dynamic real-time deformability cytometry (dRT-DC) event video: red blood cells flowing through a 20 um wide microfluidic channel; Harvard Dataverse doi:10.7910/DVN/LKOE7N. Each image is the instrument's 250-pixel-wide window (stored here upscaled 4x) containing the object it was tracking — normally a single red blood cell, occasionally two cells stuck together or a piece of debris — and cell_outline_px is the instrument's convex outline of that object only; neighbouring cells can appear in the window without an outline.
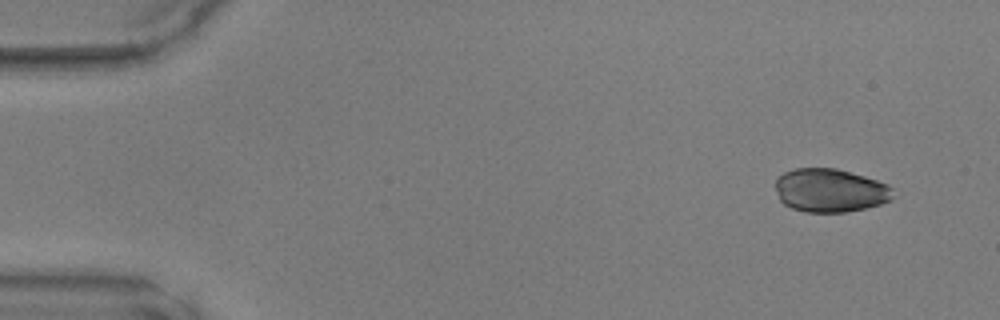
{"species": "common noctule bat (a hibernating species)", "species_latin": "Nyctalus noctula", "temperature_condition": "warm", "stored_images_in_passage": 45, "camera_frame_rate_fps": 3000, "um_per_image_px": 0.085, "animal": {"sex": "male", "body_mass_g": 17.9, "forearm_length_mm": 54.2}, "frame": {"image": 1, "passage_image": 1, "time_ms": 0.0, "image_size_px": [1000, 320], "cell_outline_px": [[896, 196], [892, 200], [880, 204], [864, 208], [844, 212], [804, 212], [792, 208], [784, 204], [780, 200], [776, 188], [776, 180], [784, 172], [792, 168], [836, 168], [864, 176], [888, 184], [892, 188]], "centroid_in_image_um": [70.59, 16.18], "position_along_channel_um": 14.4, "area_um2": 29.88}}
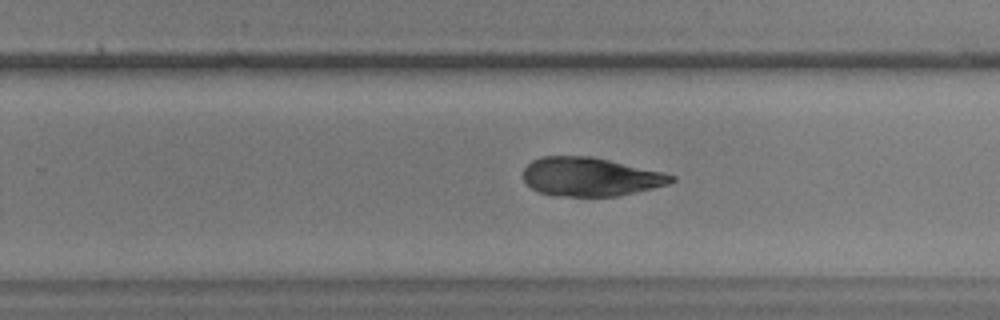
{"frame": {"image": 2, "passage_image": 28, "time_ms": 9.0, "image_size_px": [1000, 320], "cell_outline_px": [[676, 180], [668, 184], [652, 188], [616, 196], [552, 196], [540, 192], [532, 188], [524, 180], [524, 168], [532, 160], [540, 156], [592, 156], [664, 172], [676, 176]], "centroid_in_image_um": [50.18, 15.02], "position_along_channel_um": 279.6, "area_um2": 33.41}}
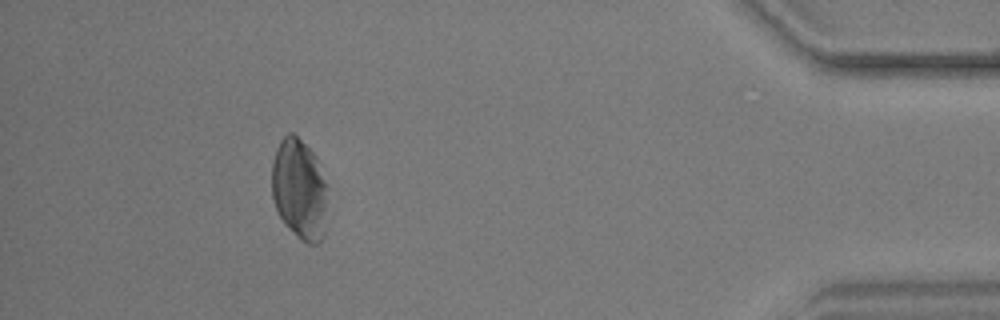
{"frame": {"image": 3, "passage_image": 41, "time_ms": 13.333, "image_size_px": [1000, 320], "cell_outline_px": [[328, 188], [324, 236], [316, 244], [308, 244], [300, 240], [284, 224], [276, 208], [272, 196], [272, 164], [276, 148], [280, 140], [288, 132], [292, 132], [316, 156], [328, 184]], "centroid_in_image_um": [25.47, 16.1], "position_along_channel_um": 409.7, "area_um2": 33.18}}